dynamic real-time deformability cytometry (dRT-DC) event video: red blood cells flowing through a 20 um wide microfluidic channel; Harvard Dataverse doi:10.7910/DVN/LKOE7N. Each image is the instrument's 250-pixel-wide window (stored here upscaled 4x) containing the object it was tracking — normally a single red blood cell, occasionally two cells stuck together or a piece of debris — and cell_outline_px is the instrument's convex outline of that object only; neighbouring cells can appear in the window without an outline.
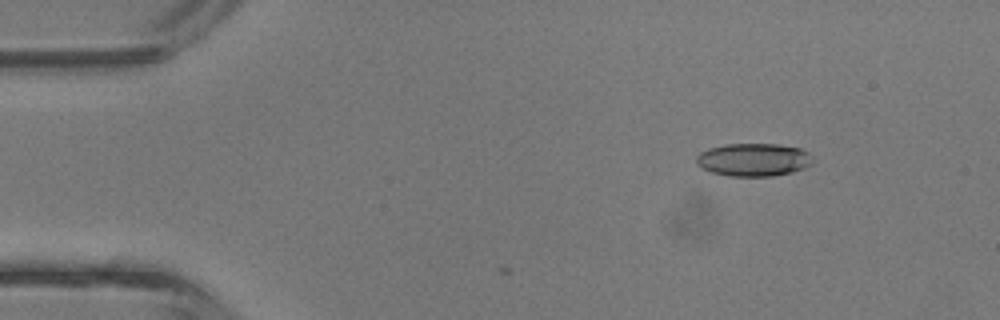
{"species": "common noctule bat (a hibernating species)", "species_latin": "Nyctalus noctula", "temperature_condition": "room temperature", "stored_images_in_passage": 6, "camera_frame_rate_fps": 3000, "um_per_image_px": 0.085, "animal": {"sex": "male", "body_mass_g": 13.3}, "frame": {"image": 1, "passage_image": 6, "time_ms": 1.667, "image_size_px": [1000, 320], "cell_outline_px": [[816, 160], [812, 164], [804, 168], [792, 172], [772, 176], [728, 176], [712, 172], [700, 168], [696, 164], [696, 156], [700, 152], [708, 148], [728, 144], [776, 144], [800, 148], [808, 152]], "centroid_in_image_um": [64.06, 13.58], "position_along_channel_um": 20.9, "area_um2": 22.6}}